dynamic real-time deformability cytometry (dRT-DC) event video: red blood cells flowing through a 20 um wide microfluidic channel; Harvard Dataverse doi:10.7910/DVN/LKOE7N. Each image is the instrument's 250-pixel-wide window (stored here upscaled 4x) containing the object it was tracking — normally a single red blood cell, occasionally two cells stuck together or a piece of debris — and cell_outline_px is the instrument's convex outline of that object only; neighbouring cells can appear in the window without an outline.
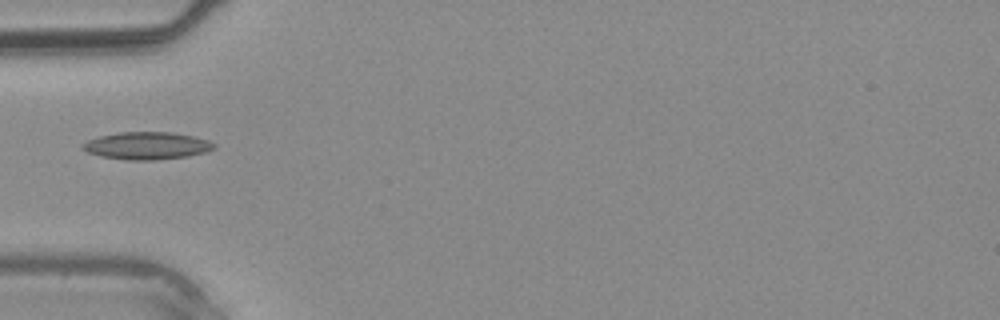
{"species": "common noctule bat (a hibernating species)", "species_latin": "Nyctalus noctula", "temperature_condition": "warm", "stored_images_in_passage": 20, "camera_frame_rate_fps": 3000, "um_per_image_px": 0.085, "animal": {"sex": "male", "body_mass_g": 20.4}, "frame": {"image": 1, "passage_image": 1, "time_ms": 0.0, "image_size_px": [1000, 320], "cell_outline_px": [[216, 148], [208, 152], [188, 156], [156, 160], [124, 160], [100, 156], [88, 152], [80, 148], [80, 144], [88, 140], [100, 136], [120, 132], [172, 132], [192, 136], [208, 140], [216, 144]], "centroid_in_image_um": [12.49, 12.39], "position_along_channel_um": 72.5, "area_um2": 21.21}}